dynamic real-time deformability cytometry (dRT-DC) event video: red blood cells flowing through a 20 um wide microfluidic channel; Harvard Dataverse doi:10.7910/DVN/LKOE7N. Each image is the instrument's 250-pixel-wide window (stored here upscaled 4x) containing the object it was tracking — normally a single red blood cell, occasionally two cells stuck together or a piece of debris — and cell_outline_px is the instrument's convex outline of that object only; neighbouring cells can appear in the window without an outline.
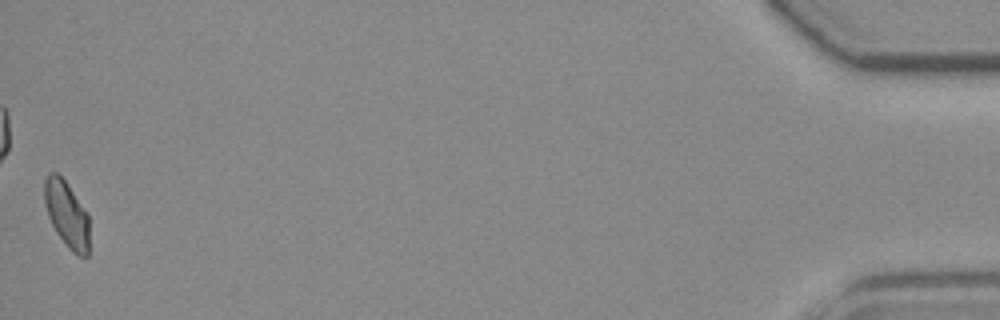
{"species": "common noctule bat (a hibernating species)", "species_latin": "Nyctalus noctula", "temperature_condition": "room temperature", "stored_images_in_passage": 40, "camera_frame_rate_fps": 3000, "um_per_image_px": 0.085, "animal": {"sex": "female", "body_mass_g": 19.3, "forearm_length_mm": 54.1}, "frame": {"image": 1, "passage_image": 40, "time_ms": 13.0, "image_size_px": [1000, 320], "cell_outline_px": [[88, 256], [80, 256], [72, 252], [68, 248], [56, 232], [48, 216], [44, 204], [44, 180], [48, 172], [56, 172], [64, 180], [88, 216]], "centroid_in_image_um": [5.63, 18.21], "position_along_channel_um": 429.6, "area_um2": 16.99}, "authors_computed_cell_mechanics": {"area_um2": 18.0047, "velocity_mm_per_s": 3.7839, "shape_relaxation_time_tau1_ms": 4.6599, "shape_relaxation_time_tau2_ms": 2.9685, "deformation_change_tau1": 0.114, "deformation_change_tau2": 0.0634}}